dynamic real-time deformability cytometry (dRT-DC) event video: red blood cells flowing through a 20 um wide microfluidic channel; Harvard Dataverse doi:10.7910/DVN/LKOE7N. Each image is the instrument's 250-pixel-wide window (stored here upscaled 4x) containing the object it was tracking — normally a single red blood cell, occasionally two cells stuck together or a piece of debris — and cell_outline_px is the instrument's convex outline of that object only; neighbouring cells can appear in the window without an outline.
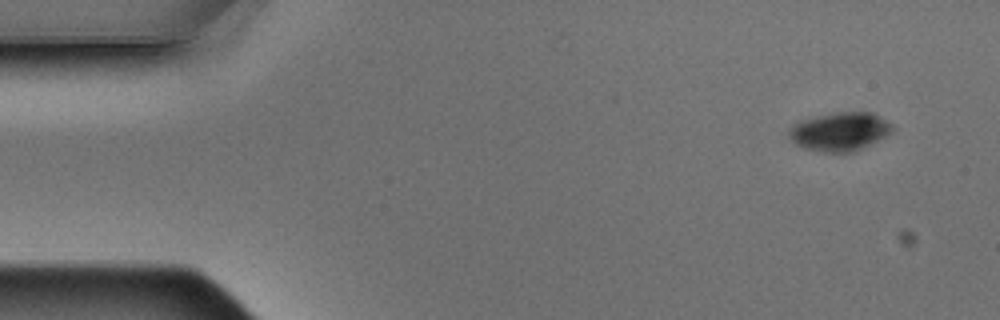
{"species": "Egyptian fruit bat (a non-hibernating species)", "species_latin": "Rousettus aegyptiacus", "temperature_condition": "warm", "stored_images_in_passage": 6, "camera_frame_rate_fps": 3000, "um_per_image_px": 0.085, "animal": {"sex": "male"}, "frame": {"image": 1, "passage_image": 1, "time_ms": 0.0, "image_size_px": [1000, 320], "cell_outline_px": [[896, 128], [892, 132], [852, 152], [824, 152], [804, 148], [796, 144], [788, 136], [788, 128], [792, 124], [800, 120], [836, 112], [872, 112], [892, 124]], "centroid_in_image_um": [71.35, 11.17], "position_along_channel_um": 13.7, "area_um2": 23.06}}
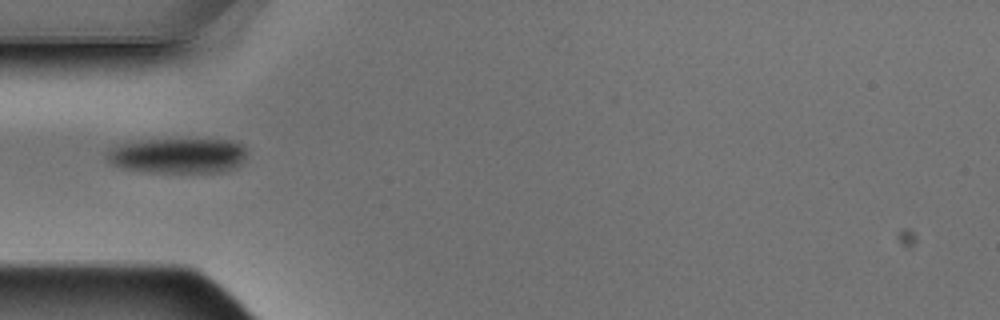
{"frame": {"image": 2, "passage_image": 5, "time_ms": 1.333, "image_size_px": [1000, 320], "cell_outline_px": [[248, 152], [244, 160], [236, 168], [228, 172], [144, 172], [120, 168], [104, 160], [104, 152], [108, 148], [132, 140], [232, 140], [240, 144]], "centroid_in_image_um": [15.05, 13.24], "position_along_channel_um": 70.0, "area_um2": 29.42}}
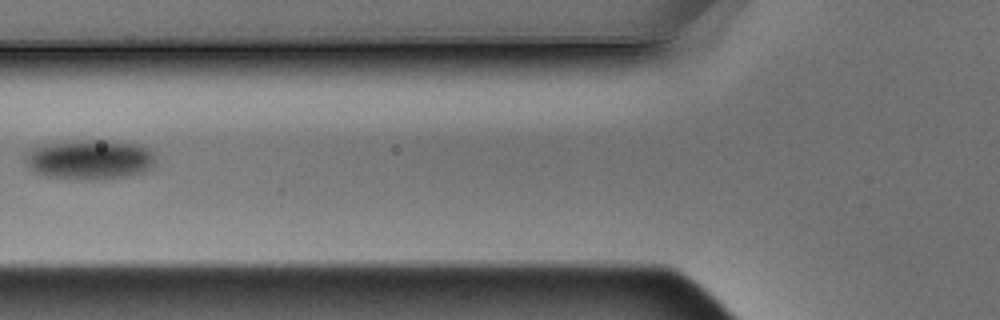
{"frame": {"image": 3, "passage_image": 6, "time_ms": 1.667, "image_size_px": [1000, 320], "cell_outline_px": [[156, 156], [152, 164], [144, 172], [128, 176], [92, 180], [84, 180], [48, 176], [36, 172], [24, 160], [24, 156], [32, 148], [44, 144], [72, 140], [108, 140], [140, 144], [148, 148]], "centroid_in_image_um": [7.64, 13.54], "position_along_channel_um": 118.2, "area_um2": 30.29}}